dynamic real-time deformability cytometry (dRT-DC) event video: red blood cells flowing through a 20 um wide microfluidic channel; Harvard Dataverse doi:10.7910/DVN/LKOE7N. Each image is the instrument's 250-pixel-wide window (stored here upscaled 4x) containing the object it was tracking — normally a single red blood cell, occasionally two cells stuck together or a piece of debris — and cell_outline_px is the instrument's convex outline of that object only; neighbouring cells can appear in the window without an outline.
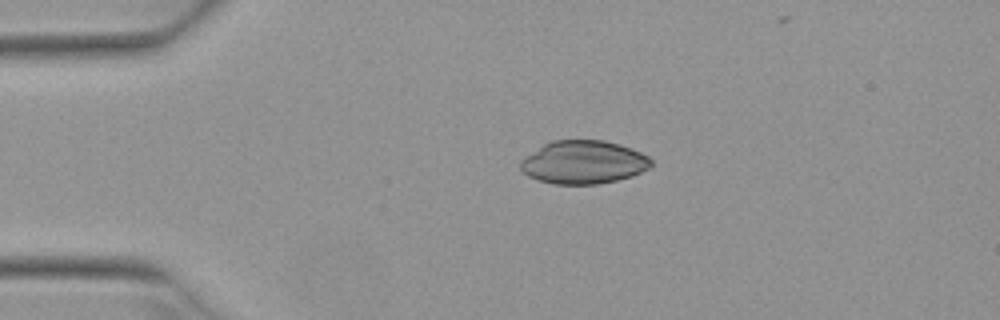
{"species": "Egyptian fruit bat (a non-hibernating species)", "species_latin": "Rousettus aegyptiacus", "temperature_condition": "warm", "stored_images_in_passage": 3, "camera_frame_rate_fps": 3000, "um_per_image_px": 0.085, "animal": {"sex": "female"}, "frame": {"image": 1, "passage_image": 1, "time_ms": 0.0, "image_size_px": [1000, 320], "cell_outline_px": [[652, 164], [648, 168], [632, 176], [616, 180], [596, 184], [556, 184], [536, 180], [528, 176], [520, 168], [520, 160], [524, 156], [544, 144], [552, 140], [604, 140], [620, 144], [632, 148], [648, 156], [652, 160]], "centroid_in_image_um": [49.58, 13.78], "position_along_channel_um": 35.4, "area_um2": 33.0}}